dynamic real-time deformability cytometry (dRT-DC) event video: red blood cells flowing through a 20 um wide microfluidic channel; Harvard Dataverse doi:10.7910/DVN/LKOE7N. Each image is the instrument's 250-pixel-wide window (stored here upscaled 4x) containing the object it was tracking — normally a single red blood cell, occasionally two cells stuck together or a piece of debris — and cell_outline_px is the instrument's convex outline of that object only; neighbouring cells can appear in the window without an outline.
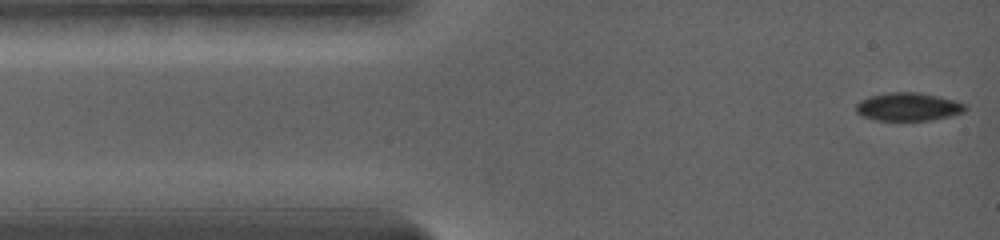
{"species": "common noctule bat (a hibernating species)", "species_latin": "Nyctalus noctula", "temperature_condition": "warm", "stored_images_in_passage": 4, "camera_frame_rate_fps": 5000, "um_per_image_px": 0.085, "animal": {"sex": "female", "body_mass_g": 19.0, "forearm_length_mm": 56.7}, "frame": {"image": 1, "passage_image": 1, "time_ms": 0.0, "image_size_px": [1000, 240], "cell_outline_px": [[964, 112], [928, 120], [880, 120], [864, 116], [856, 112], [856, 104], [872, 96], [896, 92], [912, 92], [932, 96], [964, 104]], "centroid_in_image_um": [77.14, 9.09], "position_along_channel_um": 7.9, "area_um2": 16.82}}